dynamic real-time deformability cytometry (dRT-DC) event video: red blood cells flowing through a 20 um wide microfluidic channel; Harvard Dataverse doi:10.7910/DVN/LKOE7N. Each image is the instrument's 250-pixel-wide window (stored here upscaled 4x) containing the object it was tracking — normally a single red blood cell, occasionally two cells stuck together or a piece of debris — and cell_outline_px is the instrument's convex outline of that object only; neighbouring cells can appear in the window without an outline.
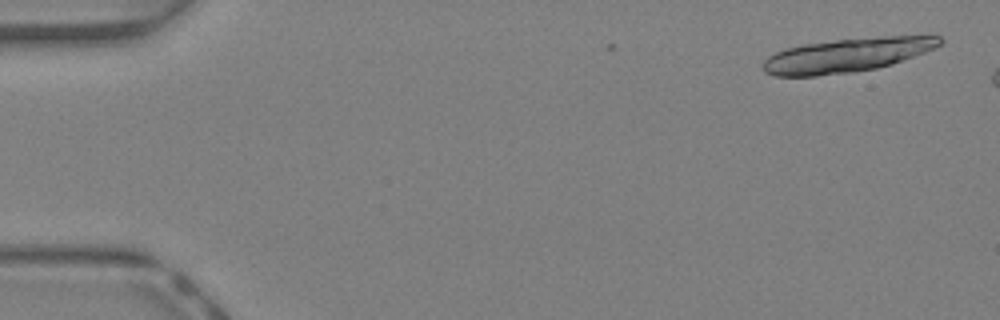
{"species": "Egyptian fruit bat (a non-hibernating species)", "species_latin": "Rousettus aegyptiacus", "temperature_condition": "warm", "stored_images_in_passage": 8, "camera_frame_rate_fps": 3000, "um_per_image_px": 0.085, "animal": {"sex": "female"}, "frame": {"image": 1, "passage_image": 2, "time_ms": 0.333, "image_size_px": [1000, 320], "cell_outline_px": [[944, 40], [936, 48], [892, 64], [876, 68], [852, 72], [816, 76], [776, 76], [764, 72], [764, 60], [768, 56], [784, 48], [804, 44], [836, 40], [880, 36], [940, 36]], "centroid_in_image_um": [71.98, 4.69], "position_along_channel_um": 13.0, "area_um2": 34.91}}